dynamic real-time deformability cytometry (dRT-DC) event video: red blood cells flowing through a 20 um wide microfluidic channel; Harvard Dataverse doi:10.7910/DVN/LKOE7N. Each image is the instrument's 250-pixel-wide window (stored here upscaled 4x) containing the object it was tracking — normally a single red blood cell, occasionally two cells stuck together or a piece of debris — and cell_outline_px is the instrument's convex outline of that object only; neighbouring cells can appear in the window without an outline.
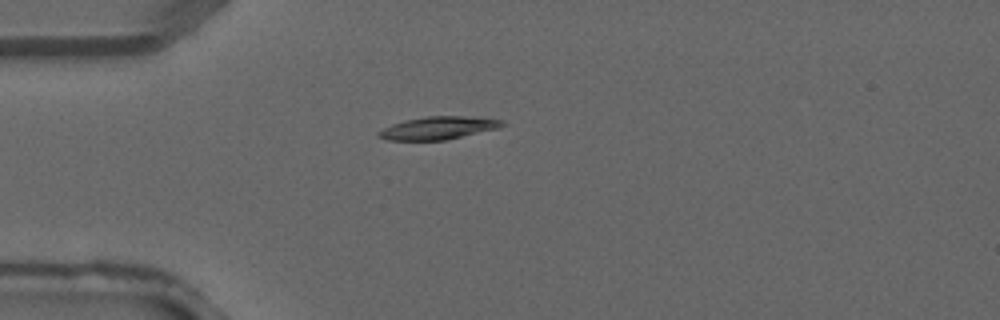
{"species": "common noctule bat (a hibernating species)", "species_latin": "Nyctalus noctula", "temperature_condition": "warm", "stored_images_in_passage": 3, "camera_frame_rate_fps": 3000, "um_per_image_px": 0.085, "animal": {"sex": "male", "forearm_length_mm": 52.5}, "frame": {"image": 1, "passage_image": 3, "time_ms": 0.667, "image_size_px": [1000, 320], "cell_outline_px": [[504, 124], [496, 128], [444, 140], [388, 140], [376, 136], [376, 132], [392, 124], [404, 120], [428, 116], [464, 116], [504, 120]], "centroid_in_image_um": [37.17, 10.87], "position_along_channel_um": 47.8, "area_um2": 16.13}}